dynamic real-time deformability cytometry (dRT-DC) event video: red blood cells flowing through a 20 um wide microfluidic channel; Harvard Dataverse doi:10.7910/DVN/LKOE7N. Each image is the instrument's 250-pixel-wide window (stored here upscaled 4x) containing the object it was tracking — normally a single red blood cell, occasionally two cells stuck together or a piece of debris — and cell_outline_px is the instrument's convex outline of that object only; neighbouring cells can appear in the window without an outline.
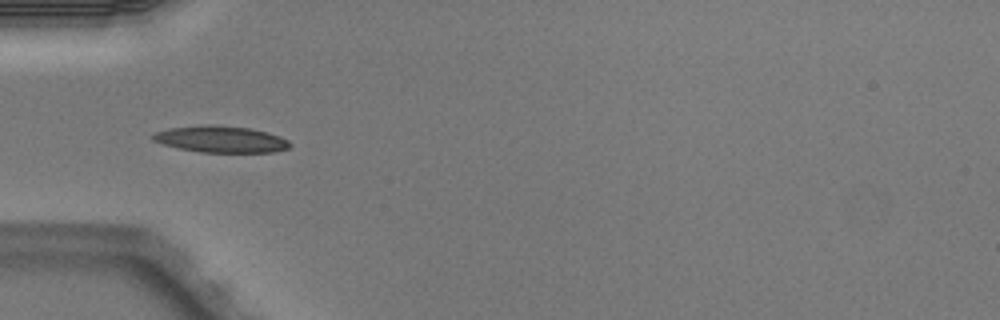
{"species": "Egyptian fruit bat (a non-hibernating species)", "species_latin": "Rousettus aegyptiacus", "temperature_condition": "warm", "stored_images_in_passage": 4, "camera_frame_rate_fps": 3000, "um_per_image_px": 0.085, "animal": {"sex": "male"}, "frame": {"image": 1, "passage_image": 4, "time_ms": 1.0, "image_size_px": [1000, 320], "cell_outline_px": [[292, 144], [288, 148], [272, 152], [200, 152], [180, 148], [164, 144], [152, 140], [152, 136], [156, 132], [168, 128], [208, 124], [212, 124], [248, 128], [280, 136], [288, 140]], "centroid_in_image_um": [18.77, 11.83], "position_along_channel_um": 66.2, "area_um2": 20.98}}